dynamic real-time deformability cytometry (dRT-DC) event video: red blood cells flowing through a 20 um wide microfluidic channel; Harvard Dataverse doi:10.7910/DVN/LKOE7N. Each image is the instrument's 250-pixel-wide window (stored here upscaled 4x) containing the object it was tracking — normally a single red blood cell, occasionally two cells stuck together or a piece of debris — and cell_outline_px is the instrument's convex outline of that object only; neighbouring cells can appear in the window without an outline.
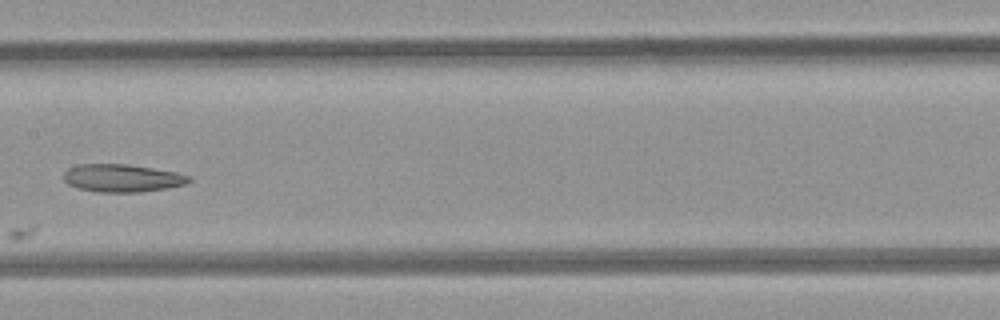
{"species": "common noctule bat (a hibernating species)", "species_latin": "Nyctalus noctula", "temperature_condition": "room temperature", "stored_images_in_passage": 9, "camera_frame_rate_fps": 3000, "um_per_image_px": 0.085, "animal": {"sex": "female", "body_mass_g": 21.9}, "frame": {"image": 1, "passage_image": 6, "time_ms": 6.667, "image_size_px": [1000, 320], "cell_outline_px": [[192, 180], [184, 184], [168, 188], [140, 192], [100, 192], [76, 188], [68, 184], [64, 180], [64, 172], [68, 168], [80, 164], [124, 164], [152, 168], [176, 172], [192, 176]], "centroid_in_image_um": [10.39, 15.14], "position_along_channel_um": 197.0, "area_um2": 20.29}}